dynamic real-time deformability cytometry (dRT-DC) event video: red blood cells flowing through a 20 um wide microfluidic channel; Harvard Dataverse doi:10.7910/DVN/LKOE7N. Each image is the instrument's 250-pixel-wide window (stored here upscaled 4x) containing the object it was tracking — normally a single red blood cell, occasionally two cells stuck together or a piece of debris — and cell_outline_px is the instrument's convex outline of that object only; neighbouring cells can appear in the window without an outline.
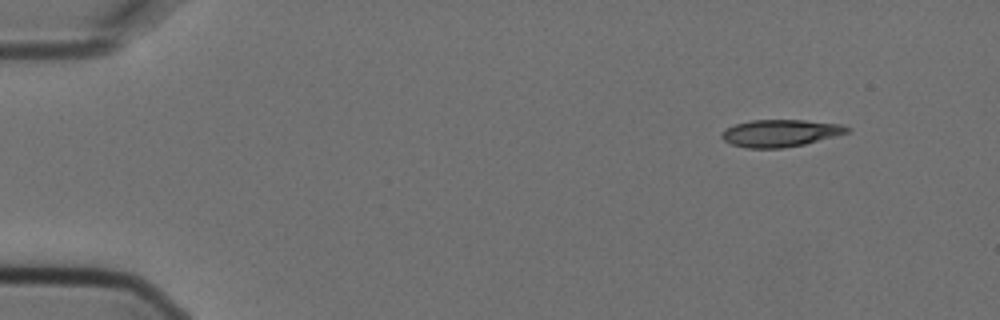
{"species": "Egyptian fruit bat (a non-hibernating species)", "species_latin": "Rousettus aegyptiacus", "temperature_condition": "cold", "stored_images_in_passage": 4, "camera_frame_rate_fps": 3000, "um_per_image_px": 0.085, "animal": {"sex": "female"}, "frame": {"image": 1, "passage_image": 1, "time_ms": 0.0, "image_size_px": [1000, 320], "cell_outline_px": [[852, 132], [804, 144], [784, 148], [748, 148], [732, 144], [724, 140], [720, 136], [720, 132], [736, 124], [752, 120], [804, 120], [840, 124], [852, 128]], "centroid_in_image_um": [66.37, 11.31], "position_along_channel_um": 18.6, "area_um2": 19.88}}
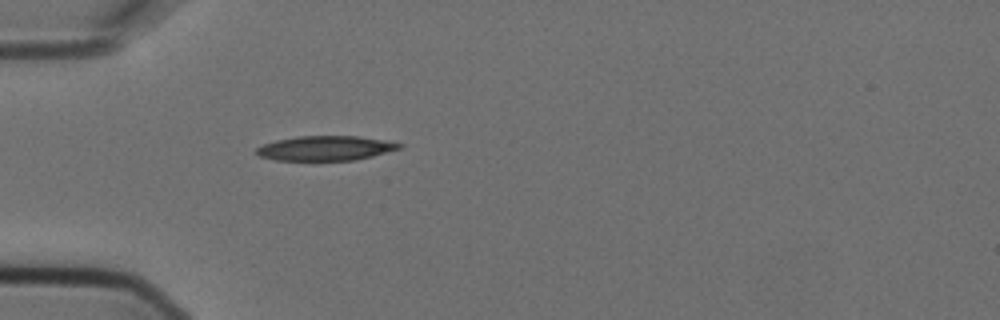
{"frame": {"image": 2, "passage_image": 4, "time_ms": 1.0, "image_size_px": [1000, 320], "cell_outline_px": [[404, 148], [356, 160], [276, 160], [260, 156], [256, 152], [256, 148], [264, 144], [276, 140], [296, 136], [356, 136], [384, 140], [404, 144]], "centroid_in_image_um": [27.71, 12.59], "position_along_channel_um": 57.3, "area_um2": 20.52}}